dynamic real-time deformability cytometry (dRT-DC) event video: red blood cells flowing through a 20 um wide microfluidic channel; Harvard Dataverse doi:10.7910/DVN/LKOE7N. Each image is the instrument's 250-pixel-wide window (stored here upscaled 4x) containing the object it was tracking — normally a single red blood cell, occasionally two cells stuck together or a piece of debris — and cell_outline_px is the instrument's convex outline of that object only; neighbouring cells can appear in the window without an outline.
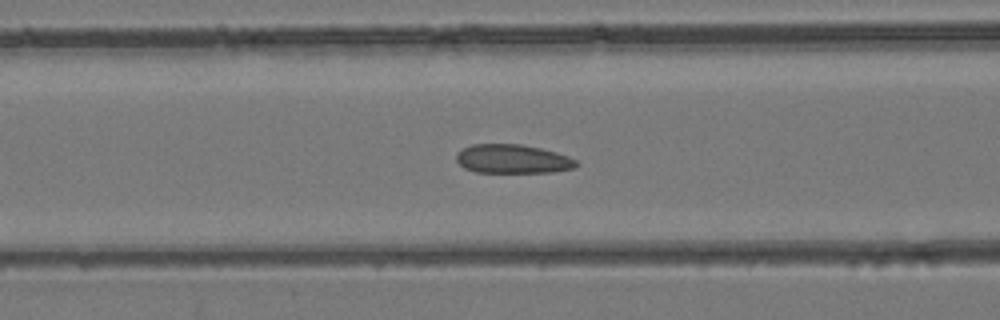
{"species": "common noctule bat (a hibernating species)", "species_latin": "Nyctalus noctula", "temperature_condition": "room temperature", "stored_images_in_passage": 28, "camera_frame_rate_fps": 3000, "um_per_image_px": 0.085, "animal": {"sex": "female", "body_mass_g": 24.6, "forearm_length_mm": 56.2}, "frame": {"image": 1, "passage_image": 8, "time_ms": 2.333, "image_size_px": [1000, 320], "cell_outline_px": [[580, 164], [572, 168], [552, 172], [476, 172], [464, 168], [456, 160], [456, 152], [472, 144], [520, 144], [540, 148], [556, 152], [568, 156], [576, 160]], "centroid_in_image_um": [43.56, 13.51], "position_along_channel_um": 123.0, "area_um2": 20.17}}
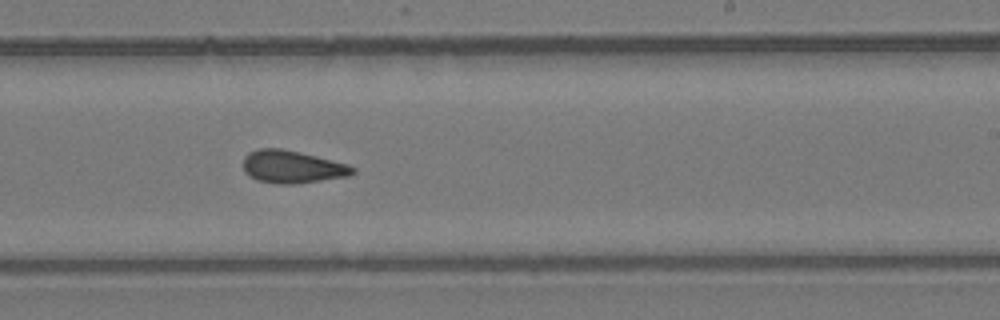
{"frame": {"image": 2, "passage_image": 17, "time_ms": 5.333, "image_size_px": [1000, 320], "cell_outline_px": [[356, 172], [348, 176], [292, 184], [276, 184], [256, 180], [244, 172], [244, 156], [248, 152], [260, 148], [280, 148], [300, 152], [348, 164], [356, 168]], "centroid_in_image_um": [24.82, 14.18], "position_along_channel_um": 264.2, "area_um2": 20.81}}
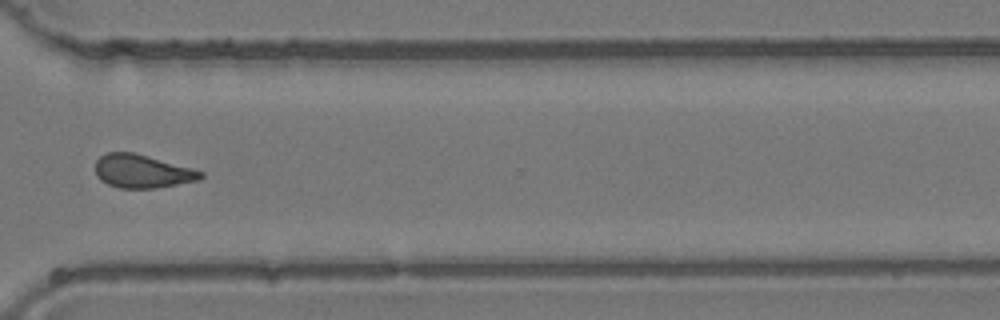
{"frame": {"image": 3, "passage_image": 23, "time_ms": 7.333, "image_size_px": [1000, 320], "cell_outline_px": [[204, 176], [200, 180], [156, 188], [120, 188], [108, 184], [100, 180], [96, 176], [96, 160], [100, 156], [108, 152], [132, 152], [192, 168], [204, 172]], "centroid_in_image_um": [12.09, 14.56], "position_along_channel_um": 358.5, "area_um2": 20.4}}